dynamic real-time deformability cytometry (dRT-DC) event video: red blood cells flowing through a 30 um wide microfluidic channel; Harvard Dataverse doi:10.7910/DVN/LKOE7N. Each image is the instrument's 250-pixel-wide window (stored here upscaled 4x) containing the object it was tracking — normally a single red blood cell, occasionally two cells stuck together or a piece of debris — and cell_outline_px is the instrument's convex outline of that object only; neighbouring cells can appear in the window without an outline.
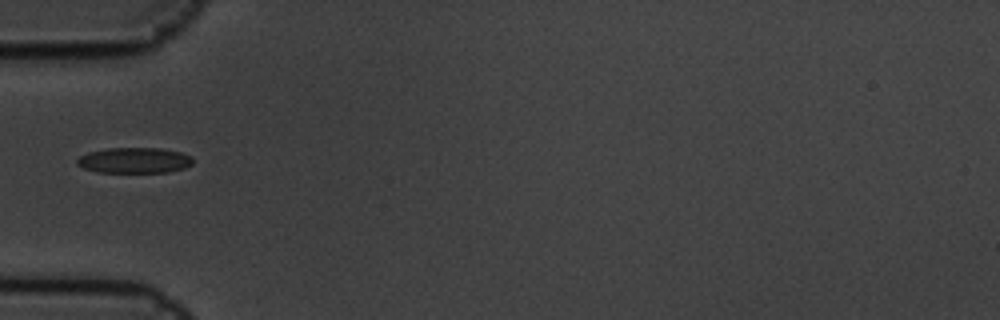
{"species": "common noctule bat (a hibernating species)", "species_latin": "Nyctalus noctula", "temperature_condition": "cold", "stored_images_in_passage": 11, "camera_frame_rate_fps": 3000, "um_per_image_px": 0.085, "animal": {"sex": "male", "body_mass_g": 19.5, "forearm_length_mm": 54.6}, "frame": {"image": 1, "passage_image": 1, "time_ms": 0.0, "image_size_px": [1000, 320], "cell_outline_px": [[192, 164], [184, 168], [168, 172], [96, 172], [84, 168], [76, 164], [76, 160], [80, 156], [88, 152], [108, 148], [160, 148], [180, 152], [192, 156]], "centroid_in_image_um": [11.41, 13.63], "position_along_channel_um": 73.6, "area_um2": 17.28}}
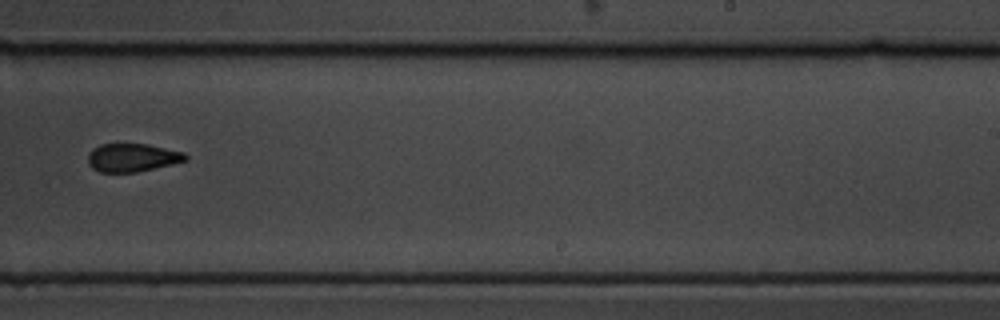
{"frame": {"image": 2, "passage_image": 6, "time_ms": 1.667, "image_size_px": [1000, 320], "cell_outline_px": [[188, 160], [172, 164], [136, 172], [100, 172], [92, 168], [88, 164], [88, 152], [100, 144], [148, 144], [184, 152], [188, 156]], "centroid_in_image_um": [11.24, 13.39], "position_along_channel_um": 277.8, "area_um2": 16.07}}
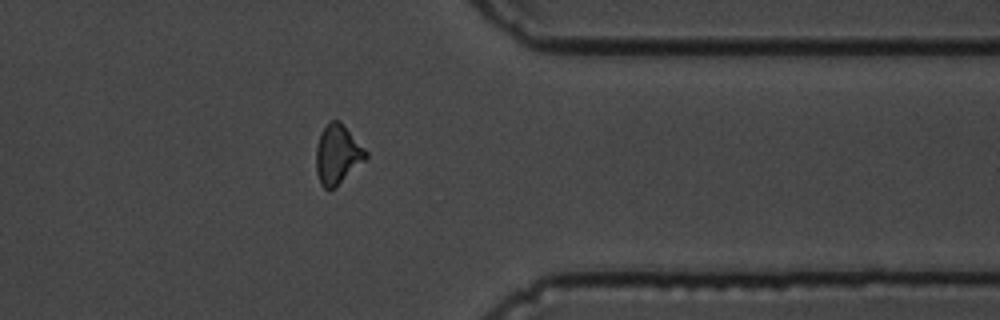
{"frame": {"image": 3, "passage_image": 9, "time_ms": 2.667, "image_size_px": [1000, 320], "cell_outline_px": [[368, 156], [336, 188], [324, 188], [320, 184], [316, 172], [316, 148], [320, 132], [332, 120], [340, 120], [368, 152]], "centroid_in_image_um": [28.68, 13.13], "position_along_channel_um": 382.7, "area_um2": 17.17}}